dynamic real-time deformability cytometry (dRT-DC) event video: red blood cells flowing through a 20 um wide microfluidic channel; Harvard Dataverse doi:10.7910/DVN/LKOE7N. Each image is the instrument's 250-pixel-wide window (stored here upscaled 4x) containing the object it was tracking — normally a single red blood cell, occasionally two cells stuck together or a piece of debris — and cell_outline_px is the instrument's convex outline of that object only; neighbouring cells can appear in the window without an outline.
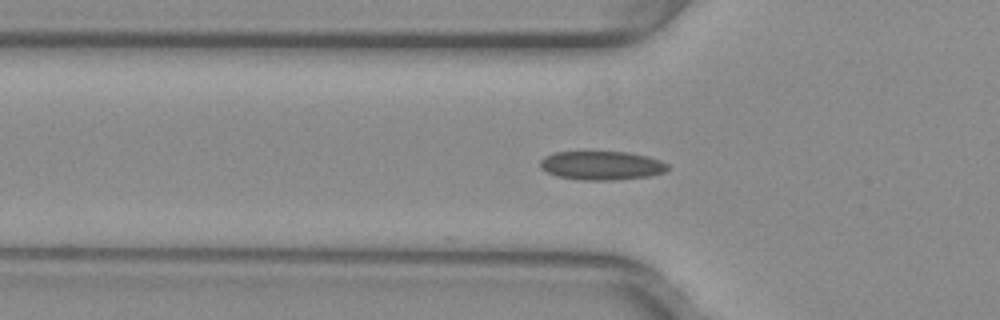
{"species": "common noctule bat (a hibernating species)", "species_latin": "Nyctalus noctula", "temperature_condition": "warm", "stored_images_in_passage": 38, "camera_frame_rate_fps": 3000, "um_per_image_px": 0.085, "animal": {"sex": "female", "body_mass_g": 29.2, "forearm_length_mm": 56.3}, "frame": {"image": 1, "passage_image": 3, "time_ms": 0.667, "image_size_px": [1000, 320], "cell_outline_px": [[668, 168], [664, 172], [648, 176], [612, 180], [580, 180], [556, 176], [540, 168], [540, 160], [544, 156], [556, 152], [628, 152], [648, 156], [660, 160], [668, 164]], "centroid_in_image_um": [51.12, 14.06], "position_along_channel_um": 74.7, "area_um2": 21.39}}
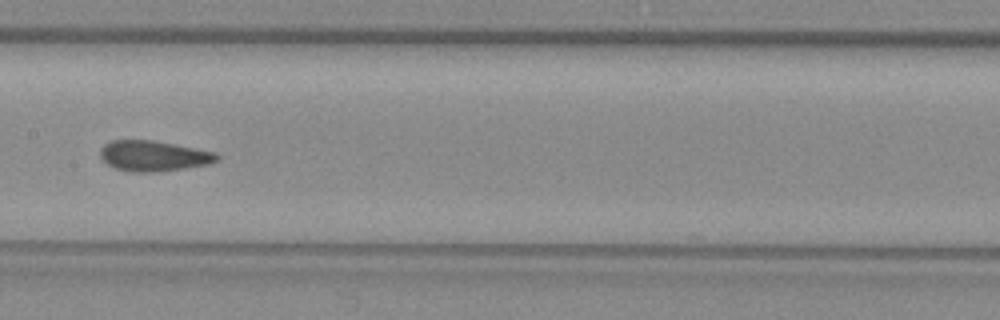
{"frame": {"image": 2, "passage_image": 12, "time_ms": 3.667, "image_size_px": [1000, 320], "cell_outline_px": [[220, 160], [208, 164], [184, 168], [152, 172], [132, 172], [116, 168], [108, 164], [100, 156], [100, 148], [108, 140], [152, 140], [216, 152], [220, 156]], "centroid_in_image_um": [13.05, 13.24], "position_along_channel_um": 194.3, "area_um2": 20.69}}
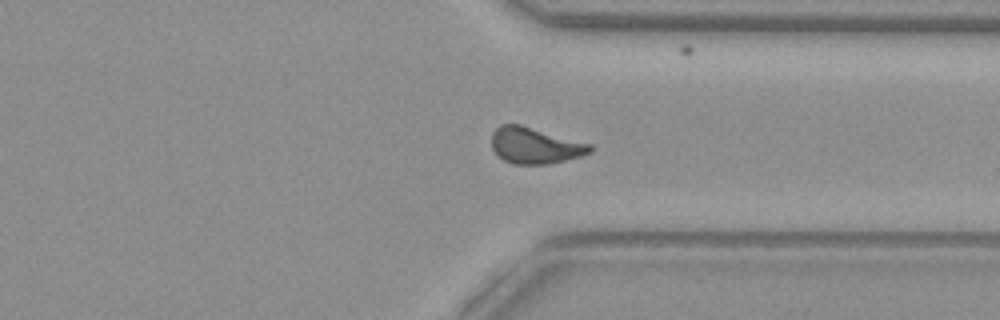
{"frame": {"image": 3, "passage_image": 25, "time_ms": 8.0, "image_size_px": [1000, 320], "cell_outline_px": [[592, 152], [580, 156], [548, 164], [512, 164], [504, 160], [492, 148], [492, 132], [500, 124], [520, 124], [592, 144]], "centroid_in_image_um": [45.48, 12.36], "position_along_channel_um": 365.9, "area_um2": 20.69}}